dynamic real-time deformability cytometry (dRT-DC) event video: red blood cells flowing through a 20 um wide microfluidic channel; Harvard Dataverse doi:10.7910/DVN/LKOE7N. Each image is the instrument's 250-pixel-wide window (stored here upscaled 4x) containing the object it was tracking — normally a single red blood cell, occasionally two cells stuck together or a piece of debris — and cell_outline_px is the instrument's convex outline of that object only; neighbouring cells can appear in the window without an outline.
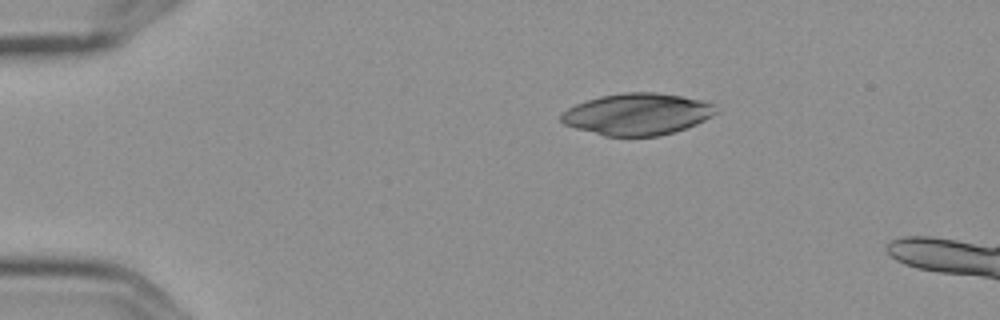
{"species": "Egyptian fruit bat (a non-hibernating species)", "species_latin": "Rousettus aegyptiacus", "temperature_condition": "cold", "stored_images_in_passage": 2, "camera_frame_rate_fps": 3000, "um_per_image_px": 0.085, "frame": {"image": 1, "passage_image": 1, "time_ms": 0.0, "image_size_px": [1000, 320], "cell_outline_px": [[716, 112], [712, 116], [696, 124], [660, 136], [604, 136], [576, 128], [564, 124], [560, 120], [560, 112], [576, 104], [600, 96], [624, 92], [656, 92], [680, 96], [700, 100], [716, 104]], "centroid_in_image_um": [54.15, 9.7], "position_along_channel_um": 30.9, "area_um2": 37.51}}